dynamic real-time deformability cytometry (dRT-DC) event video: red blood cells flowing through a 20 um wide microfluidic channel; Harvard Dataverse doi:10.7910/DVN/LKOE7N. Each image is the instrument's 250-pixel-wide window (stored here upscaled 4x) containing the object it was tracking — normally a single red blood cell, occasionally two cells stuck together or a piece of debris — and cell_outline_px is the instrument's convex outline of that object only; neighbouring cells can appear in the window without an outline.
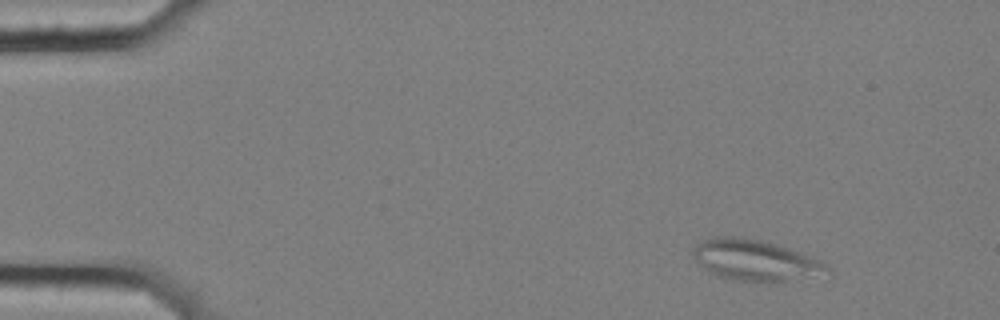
{"species": "common noctule bat (a hibernating species)", "species_latin": "Nyctalus noctula", "temperature_condition": "cold", "stored_images_in_passage": 52, "segment_of_instrument_passage": [1, 2], "camera_frame_rate_fps": 3000, "um_per_image_px": 0.085, "animal": {"sex": "female", "body_mass_g": 25.1}, "frame": {"image": 1, "passage_image": 1, "time_ms": 0.0, "image_size_px": [1000, 320], "cell_outline_px": [[832, 268], [784, 280], [736, 280], [720, 276], [712, 272], [700, 264], [692, 256], [692, 248], [696, 244], [708, 236], [736, 236], [760, 240], [776, 244], [812, 256], [820, 260]], "centroid_in_image_um": [64.04, 22.04], "position_along_channel_um": 21.0, "area_um2": 30.63}}
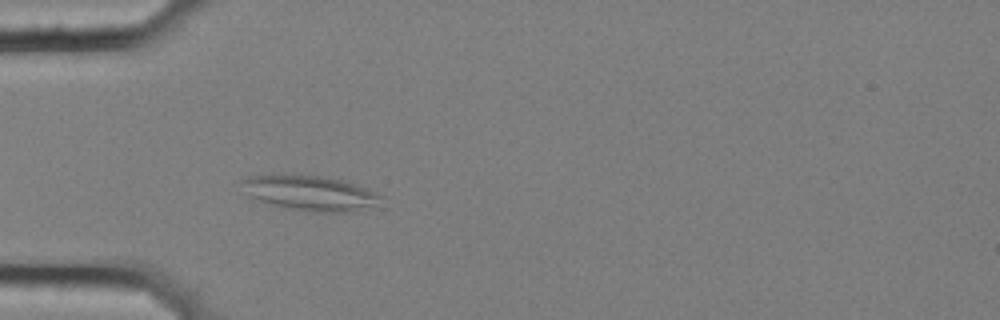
{"frame": {"image": 2, "passage_image": 12, "time_ms": 3.667, "image_size_px": [1000, 320], "cell_outline_px": [[388, 196], [380, 208], [352, 212], [316, 212], [280, 208], [248, 196], [240, 180], [248, 176], [280, 172], [292, 172], [320, 176], [344, 180], [368, 188]], "centroid_in_image_um": [26.47, 16.4], "position_along_channel_um": 58.5, "area_um2": 30.35}}